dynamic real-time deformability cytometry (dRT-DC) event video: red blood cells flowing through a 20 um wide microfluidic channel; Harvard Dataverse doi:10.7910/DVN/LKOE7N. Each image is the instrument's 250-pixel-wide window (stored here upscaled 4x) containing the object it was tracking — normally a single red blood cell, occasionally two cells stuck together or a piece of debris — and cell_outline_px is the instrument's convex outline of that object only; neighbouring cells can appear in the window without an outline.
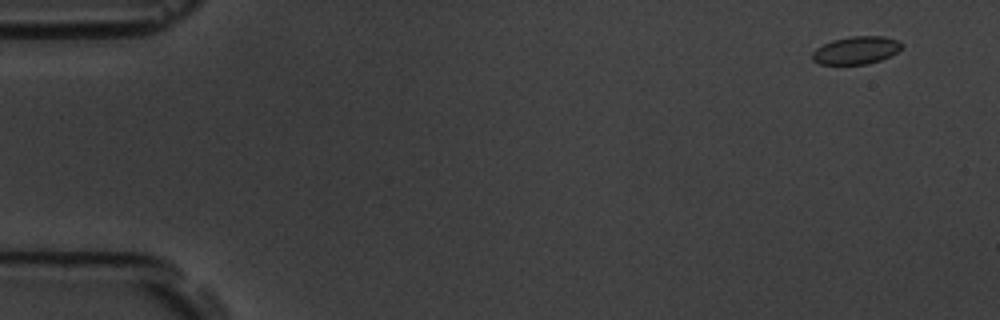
{"species": "common noctule bat (a hibernating species)", "species_latin": "Nyctalus noctula", "temperature_condition": "room temperature", "stored_images_in_passage": 5, "camera_frame_rate_fps": 3000, "um_per_image_px": 0.085, "animal": {"sex": "male", "body_mass_g": 19.5, "forearm_length_mm": 54.6}, "frame": {"image": 1, "passage_image": 1, "time_ms": 0.0, "image_size_px": [1000, 320], "cell_outline_px": [[904, 44], [896, 52], [880, 60], [868, 64], [820, 64], [812, 60], [812, 52], [816, 48], [832, 40], [852, 36], [884, 36], [896, 40]], "centroid_in_image_um": [72.75, 4.27], "position_along_channel_um": 12.3, "area_um2": 14.33}}
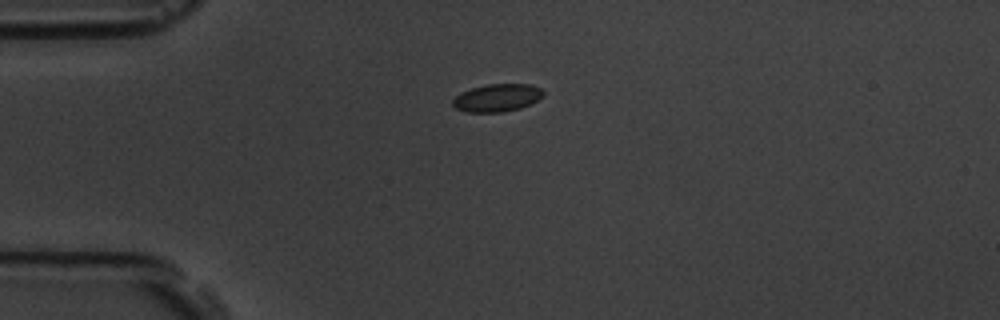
{"frame": {"image": 2, "passage_image": 4, "time_ms": 3.667, "image_size_px": [1000, 320], "cell_outline_px": [[544, 96], [520, 108], [504, 112], [464, 112], [456, 108], [452, 104], [452, 100], [460, 92], [472, 88], [488, 84], [532, 84], [540, 88], [544, 92]], "centroid_in_image_um": [42.24, 8.31], "position_along_channel_um": 42.8, "area_um2": 14.62}}